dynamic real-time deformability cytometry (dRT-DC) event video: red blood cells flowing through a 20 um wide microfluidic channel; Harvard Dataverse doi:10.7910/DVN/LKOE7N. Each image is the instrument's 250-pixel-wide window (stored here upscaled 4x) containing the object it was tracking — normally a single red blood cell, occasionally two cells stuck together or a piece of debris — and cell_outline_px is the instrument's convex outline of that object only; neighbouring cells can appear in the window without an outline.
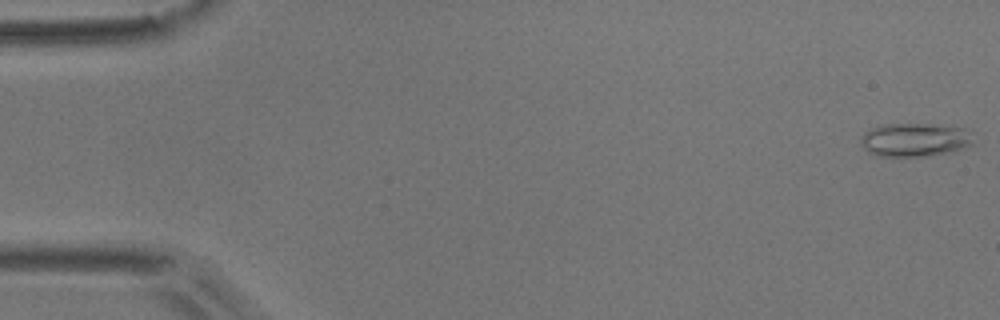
{"species": "common noctule bat (a hibernating species)", "species_latin": "Nyctalus noctula", "temperature_condition": "room temperature", "stored_images_in_passage": 54, "camera_frame_rate_fps": 3000, "um_per_image_px": 0.085, "animal": {"sex": "male", "body_mass_g": 17.9}, "frame": {"image": 1, "passage_image": 1, "time_ms": 0.0, "image_size_px": [1000, 320], "cell_outline_px": [[976, 144], [964, 148], [948, 152], [928, 156], [900, 160], [880, 156], [868, 152], [860, 144], [860, 136], [864, 132], [872, 128], [884, 124], [932, 124], [964, 128], [968, 132]], "centroid_in_image_um": [77.72, 11.93], "position_along_channel_um": 7.3, "area_um2": 22.77}}
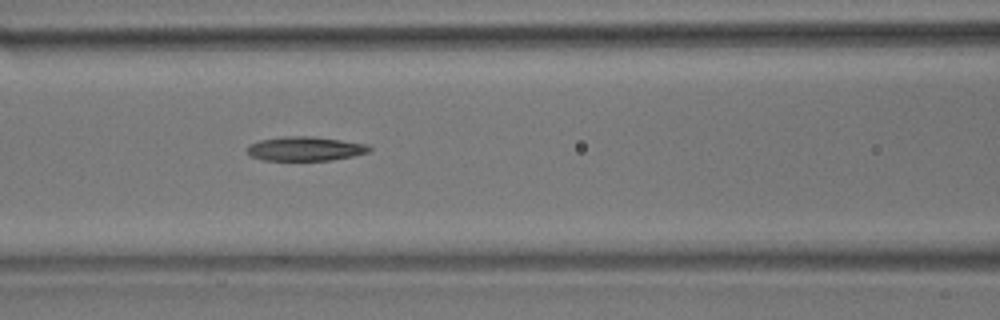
{"frame": {"image": 2, "passage_image": 23, "time_ms": 7.333, "image_size_px": [1000, 320], "cell_outline_px": [[372, 148], [368, 152], [352, 156], [332, 160], [264, 160], [252, 156], [248, 152], [248, 148], [252, 144], [260, 140], [284, 136], [312, 136], [368, 144]], "centroid_in_image_um": [25.98, 12.64], "position_along_channel_um": 140.6, "area_um2": 16.99}}
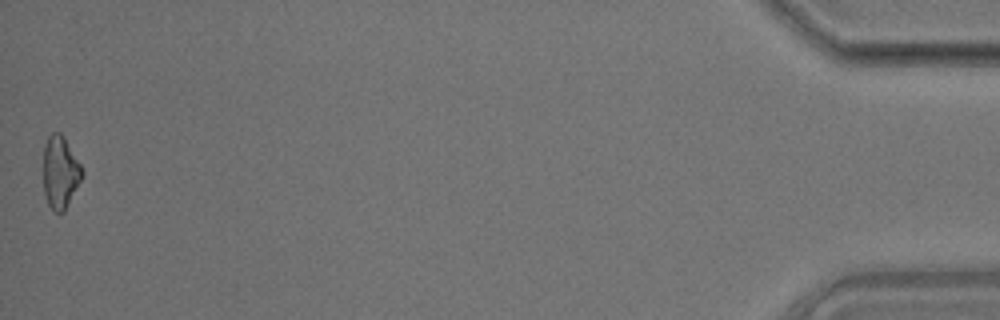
{"frame": {"image": 3, "passage_image": 54, "time_ms": 17.667, "image_size_px": [1000, 320], "cell_outline_px": [[84, 176], [64, 212], [52, 212], [48, 204], [44, 192], [44, 144], [48, 136], [52, 132], [60, 132], [64, 136], [80, 164], [84, 172]], "centroid_in_image_um": [5.13, 14.65], "position_along_channel_um": 430.1, "area_um2": 16.53}, "authors_computed_cell_mechanics": {"area_um2": 17.2822, "velocity_mm_per_s": 3.7172, "shape_relaxation_time_tau1_ms": null, "shape_relaxation_time_tau2_ms": 9.2477, "deformation_change_tau1": null, "deformation_change_tau2": 0.2179}}